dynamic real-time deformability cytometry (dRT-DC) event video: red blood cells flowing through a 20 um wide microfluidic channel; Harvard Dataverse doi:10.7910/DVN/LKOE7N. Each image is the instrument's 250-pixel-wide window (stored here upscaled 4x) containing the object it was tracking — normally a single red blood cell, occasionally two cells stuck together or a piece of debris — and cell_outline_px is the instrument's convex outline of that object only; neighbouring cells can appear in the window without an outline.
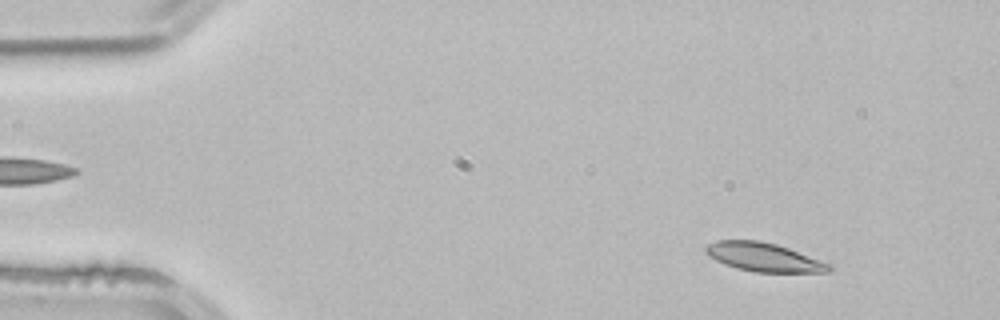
{"species": "common noctule bat (a hibernating species)", "species_latin": "Nyctalus noctula", "temperature_condition": "room temperature", "stored_images_in_passage": 52, "camera_frame_rate_fps": 3000, "um_per_image_px": 0.085, "animal": {"sex": "male", "body_mass_g": 21.5, "forearm_length_mm": 52.0}, "frame": {"image": 1, "passage_image": 5, "time_ms": 1.333, "image_size_px": [1000, 320], "cell_outline_px": [[832, 268], [828, 272], [756, 272], [736, 268], [724, 264], [708, 256], [704, 252], [704, 248], [708, 244], [716, 240], [760, 240], [776, 244], [788, 248], [832, 264]], "centroid_in_image_um": [64.9, 21.85], "position_along_channel_um": 20.1, "area_um2": 20.69}}
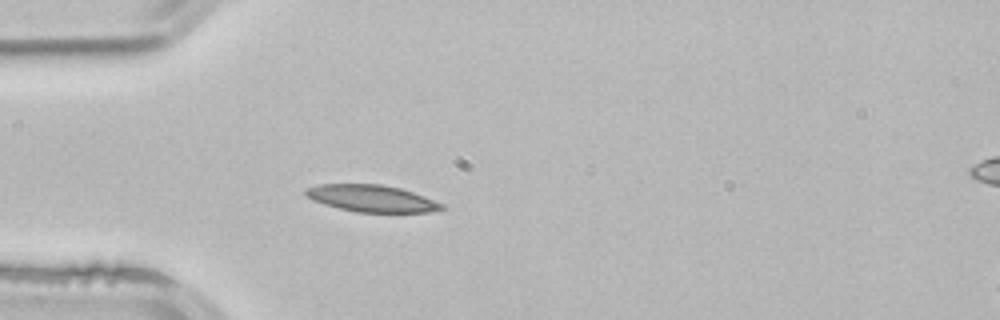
{"frame": {"image": 2, "passage_image": 14, "time_ms": 4.333, "image_size_px": [1000, 320], "cell_outline_px": [[444, 208], [432, 212], [356, 212], [324, 204], [312, 200], [304, 196], [304, 188], [320, 184], [380, 184], [400, 188], [412, 192], [444, 204]], "centroid_in_image_um": [31.54, 16.86], "position_along_channel_um": 53.5, "area_um2": 21.27}}
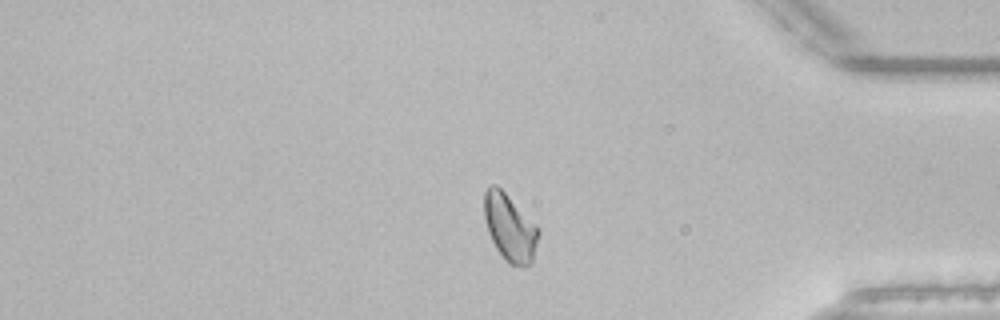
{"frame": {"image": 3, "passage_image": 43, "time_ms": 14.0, "image_size_px": [1000, 320], "cell_outline_px": [[540, 232], [532, 264], [524, 268], [508, 264], [504, 260], [496, 248], [488, 232], [484, 216], [484, 192], [492, 184], [496, 184], [540, 228]], "centroid_in_image_um": [43.36, 19.4], "position_along_channel_um": 391.8, "area_um2": 21.39}, "authors_computed_cell_mechanics": {"area_um2": 20.8369, "velocity_mm_per_s": 3.8544, "shape_relaxation_time_tau1_ms": 4.0369, "shape_relaxation_time_tau2_ms": 3.3407, "deformation_change_tau1": 0.1242, "deformation_change_tau2": 0.1008}}